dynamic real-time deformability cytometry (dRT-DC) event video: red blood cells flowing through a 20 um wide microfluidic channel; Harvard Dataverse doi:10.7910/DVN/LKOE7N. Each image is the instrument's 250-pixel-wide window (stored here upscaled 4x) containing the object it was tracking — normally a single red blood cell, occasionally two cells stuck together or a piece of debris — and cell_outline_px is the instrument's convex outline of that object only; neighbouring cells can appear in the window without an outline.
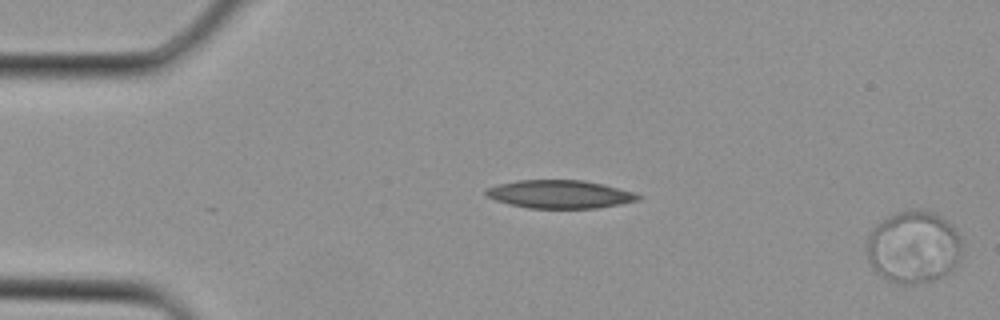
{"species": "Egyptian fruit bat (a non-hibernating species)", "species_latin": "Rousettus aegyptiacus", "temperature_condition": "cold", "stored_images_in_passage": 2, "segment_of_instrument_passage": [2, 2], "camera_frame_rate_fps": 3000, "um_per_image_px": 0.085, "animal": {"sex": "female"}, "frame": {"image": 1, "passage_image": 2, "time_ms": 0.333, "image_size_px": [1000, 320], "cell_outline_px": [[960, 260], [952, 272], [932, 280], [916, 284], [896, 284], [880, 276], [872, 268], [868, 260], [868, 236], [872, 228], [876, 224], [888, 216], [896, 212], [912, 208], [920, 208], [936, 212], [948, 220], [956, 228], [960, 236]], "centroid_in_image_um": [77.67, 20.98], "position_along_channel_um": 7.3, "area_um2": 40.98}}